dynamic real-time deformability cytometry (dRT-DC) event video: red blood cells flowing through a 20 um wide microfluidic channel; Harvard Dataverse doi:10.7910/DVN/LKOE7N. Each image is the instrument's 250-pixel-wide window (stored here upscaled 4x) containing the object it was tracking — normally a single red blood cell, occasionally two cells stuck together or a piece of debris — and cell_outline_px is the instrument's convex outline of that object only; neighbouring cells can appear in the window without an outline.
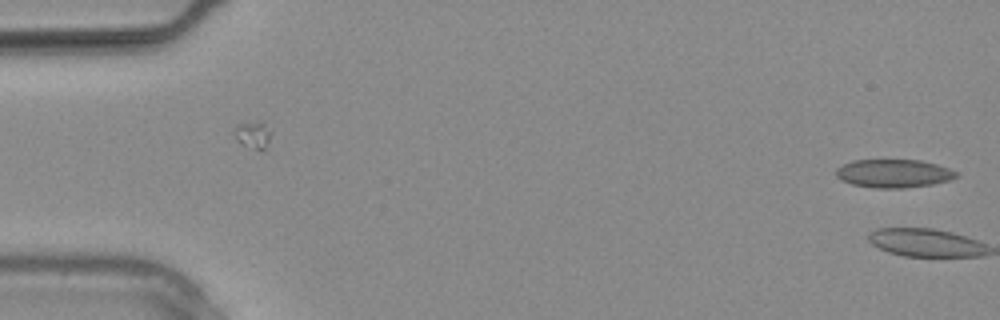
{"species": "common noctule bat (a hibernating species)", "species_latin": "Nyctalus noctula", "temperature_condition": "warm", "stored_images_in_passage": 5, "camera_frame_rate_fps": 3000, "um_per_image_px": 0.085, "animal": {"sex": "male", "body_mass_g": 20.4}, "frame": {"image": 1, "passage_image": 5, "time_ms": 1.333, "image_size_px": [1000, 320], "cell_outline_px": [[960, 176], [948, 180], [932, 184], [904, 188], [876, 188], [852, 184], [836, 176], [836, 168], [852, 160], [920, 160], [936, 164], [960, 172]], "centroid_in_image_um": [76.0, 14.74], "position_along_channel_um": 9.0, "area_um2": 19.77}}